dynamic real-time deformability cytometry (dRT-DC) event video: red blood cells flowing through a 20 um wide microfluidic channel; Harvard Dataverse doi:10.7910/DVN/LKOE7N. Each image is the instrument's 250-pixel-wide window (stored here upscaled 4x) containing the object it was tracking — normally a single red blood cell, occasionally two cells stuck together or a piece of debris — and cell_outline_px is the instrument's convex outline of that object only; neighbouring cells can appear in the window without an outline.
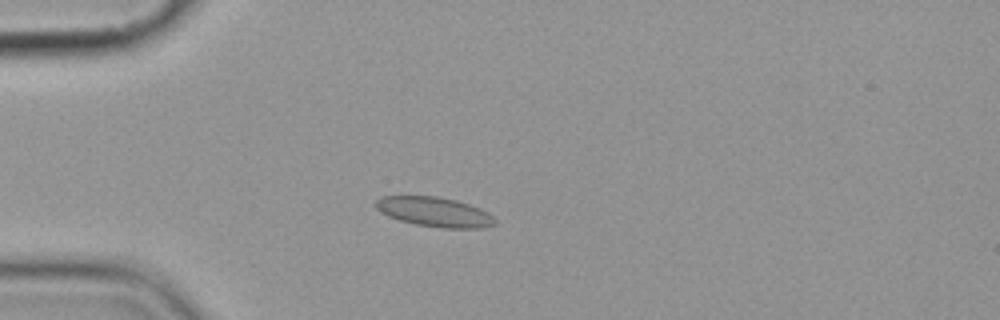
{"species": "common noctule bat (a hibernating species)", "species_latin": "Nyctalus noctula", "temperature_condition": "cold", "stored_images_in_passage": 7, "camera_frame_rate_fps": 3000, "um_per_image_px": 0.085, "animal": {"sex": "female", "body_mass_g": 19.9}, "frame": {"image": 1, "passage_image": 4, "time_ms": 3.333, "image_size_px": [1000, 320], "cell_outline_px": [[496, 224], [484, 228], [440, 228], [416, 224], [400, 220], [388, 216], [380, 212], [372, 204], [376, 200], [384, 196], [436, 196], [456, 200], [468, 204], [488, 212], [496, 220]], "centroid_in_image_um": [36.92, 18.01], "position_along_channel_um": 48.1, "area_um2": 20.63}}
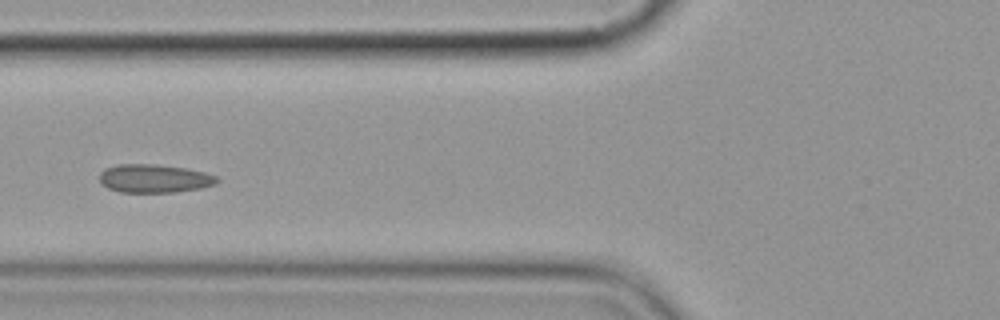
{"frame": {"image": 2, "passage_image": 6, "time_ms": 5.667, "image_size_px": [1000, 320], "cell_outline_px": [[220, 180], [216, 184], [200, 188], [176, 192], [120, 192], [108, 188], [100, 184], [100, 172], [104, 168], [116, 164], [156, 164], [184, 168], [204, 172], [216, 176]], "centroid_in_image_um": [13.08, 15.17], "position_along_channel_um": 112.7, "area_um2": 19.54}}
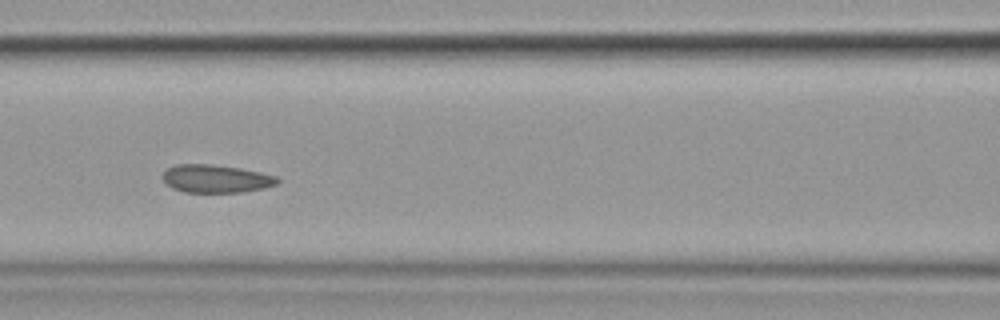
{"frame": {"image": 3, "passage_image": 7, "time_ms": 6.667, "image_size_px": [1000, 320], "cell_outline_px": [[280, 180], [276, 184], [264, 188], [240, 192], [184, 192], [172, 188], [160, 176], [168, 168], [176, 164], [212, 164], [240, 168], [260, 172], [276, 176]], "centroid_in_image_um": [18.34, 15.18], "position_along_channel_um": 148.3, "area_um2": 18.67}}